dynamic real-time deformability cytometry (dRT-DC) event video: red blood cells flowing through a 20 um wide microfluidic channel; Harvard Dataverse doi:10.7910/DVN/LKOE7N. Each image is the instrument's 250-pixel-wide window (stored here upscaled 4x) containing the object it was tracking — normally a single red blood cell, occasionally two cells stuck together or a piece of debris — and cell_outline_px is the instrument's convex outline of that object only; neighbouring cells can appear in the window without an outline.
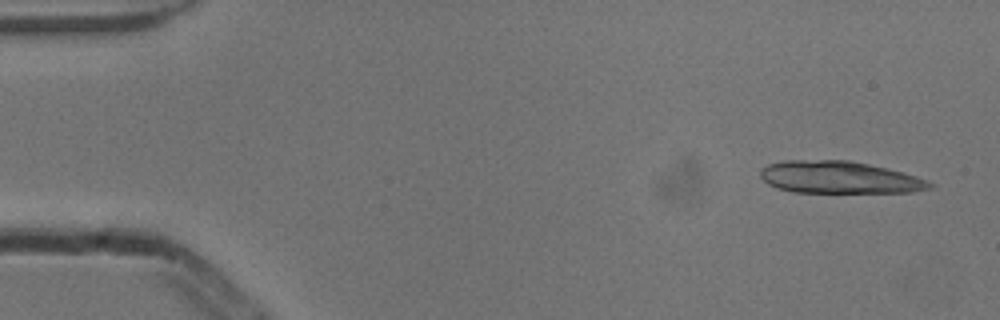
{"species": "common noctule bat (a hibernating species)", "species_latin": "Nyctalus noctula", "temperature_condition": "cold", "stored_images_in_passage": 5, "camera_frame_rate_fps": 3000, "um_per_image_px": 0.085, "animal": {"sex": "male", "body_mass_g": 13.3}, "frame": {"image": 1, "passage_image": 1, "time_ms": 0.0, "image_size_px": [1000, 320], "cell_outline_px": [[936, 184], [932, 188], [912, 192], [792, 192], [776, 188], [768, 184], [760, 176], [760, 168], [768, 164], [784, 160], [848, 160], [868, 164], [904, 172], [928, 180]], "centroid_in_image_um": [71.34, 15.08], "position_along_channel_um": 13.7, "area_um2": 31.96}}